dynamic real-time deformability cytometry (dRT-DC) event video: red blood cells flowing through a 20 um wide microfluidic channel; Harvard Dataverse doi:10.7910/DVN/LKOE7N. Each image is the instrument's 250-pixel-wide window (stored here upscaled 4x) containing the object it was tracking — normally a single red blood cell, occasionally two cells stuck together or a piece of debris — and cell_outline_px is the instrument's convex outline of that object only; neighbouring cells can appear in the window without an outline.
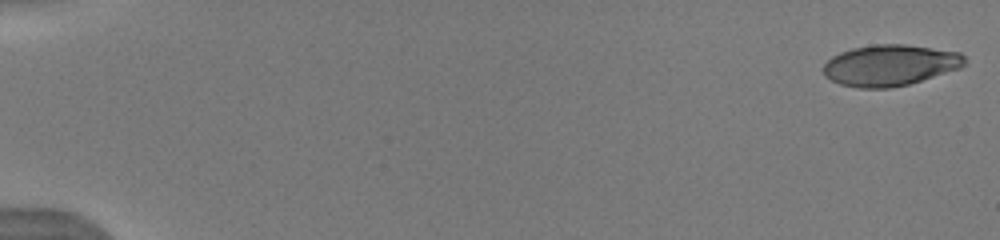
{"species": "human", "species_latin": "Homo sapiens", "temperature_condition": "warm", "stored_images_in_passage": 48, "camera_frame_rate_fps": 3000, "um_per_image_px": 0.085, "donor": {"sex": "male"}, "frame": {"image": 1, "passage_image": 1, "time_ms": 0.0, "image_size_px": [1000, 240], "cell_outline_px": [[968, 64], [960, 68], [908, 84], [892, 88], [860, 88], [840, 84], [824, 76], [824, 64], [832, 56], [840, 52], [852, 48], [876, 44], [904, 44], [960, 52], [964, 56]], "centroid_in_image_um": [75.66, 5.54], "position_along_channel_um": 9.3, "area_um2": 33.81}}
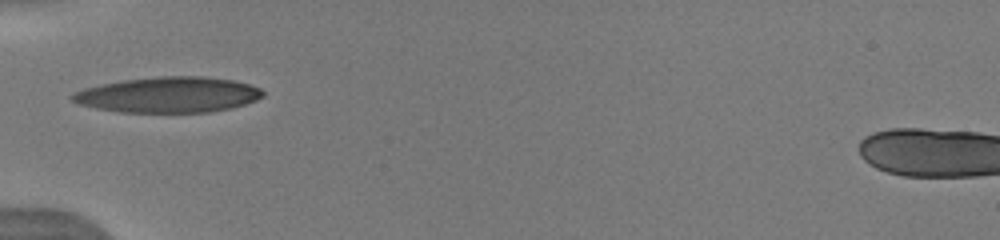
{"frame": {"image": 2, "passage_image": 19, "time_ms": 6.0, "image_size_px": [1000, 240], "cell_outline_px": [[264, 96], [256, 100], [232, 108], [212, 112], [120, 112], [96, 108], [80, 104], [72, 100], [68, 96], [72, 92], [84, 88], [100, 84], [124, 80], [160, 76], [200, 76], [236, 80], [260, 88], [264, 92]], "centroid_in_image_um": [14.31, 8.05], "position_along_channel_um": 70.7, "area_um2": 39.71}}
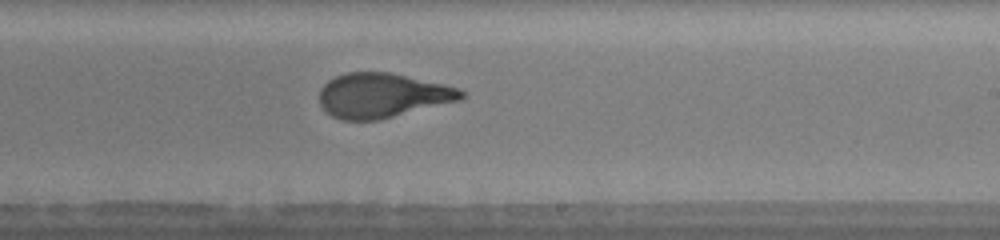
{"frame": {"image": 3, "passage_image": 34, "time_ms": 10.667, "image_size_px": [1000, 240], "cell_outline_px": [[464, 96], [460, 100], [380, 120], [340, 120], [324, 112], [320, 104], [320, 88], [328, 80], [336, 76], [348, 72], [388, 72], [444, 84], [460, 88], [464, 92]], "centroid_in_image_um": [32.47, 8.12], "position_along_channel_um": 256.5, "area_um2": 36.93}, "authors_computed_cell_mechanics": {"area_um2": 36.9342, "velocity_mm_per_s": 4.0057, "shape_relaxation_time_tau1_ms": 4.6839, "shape_relaxation_time_tau2_ms": 0.8838, "deformation_change_tau1": 0.2465, "deformation_change_tau2": 0.0875}}